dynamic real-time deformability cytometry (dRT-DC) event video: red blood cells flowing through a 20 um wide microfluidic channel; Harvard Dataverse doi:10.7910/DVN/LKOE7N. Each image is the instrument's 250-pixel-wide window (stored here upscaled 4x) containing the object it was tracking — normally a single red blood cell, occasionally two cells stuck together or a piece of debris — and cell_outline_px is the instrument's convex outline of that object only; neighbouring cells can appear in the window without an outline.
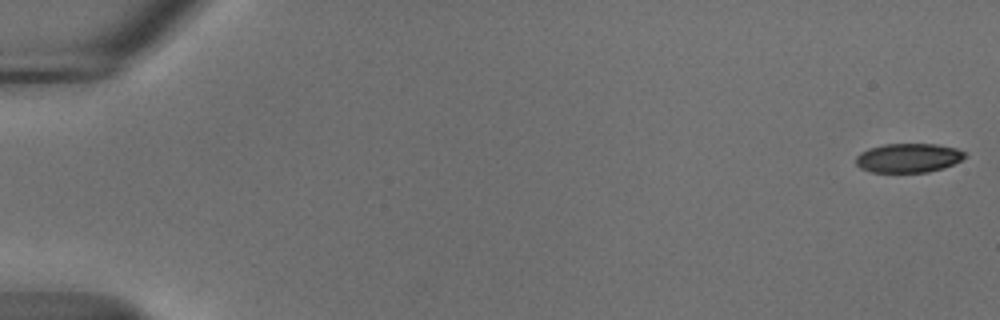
{"species": "common noctule bat (a hibernating species)", "species_latin": "Nyctalus noctula", "temperature_condition": "cold", "stored_images_in_passage": 55, "camera_frame_rate_fps": 3000, "um_per_image_px": 0.085, "animal": {"sex": "male", "body_mass_g": 18.8}, "frame": {"image": 1, "passage_image": 1, "time_ms": 0.0, "image_size_px": [1000, 320], "cell_outline_px": [[968, 156], [944, 168], [928, 172], [872, 172], [860, 168], [856, 164], [856, 156], [860, 152], [868, 148], [884, 144], [936, 144], [956, 148], [964, 152]], "centroid_in_image_um": [77.2, 13.42], "position_along_channel_um": 7.8, "area_um2": 18.55}}
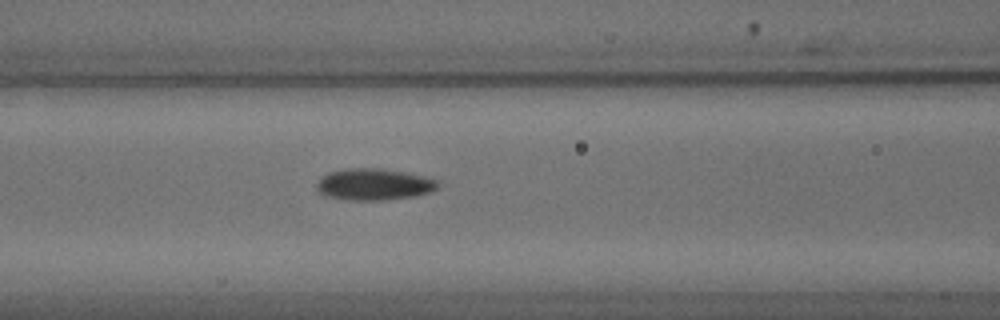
{"frame": {"image": 2, "passage_image": 24, "time_ms": 7.667, "image_size_px": [1000, 320], "cell_outline_px": [[440, 184], [432, 192], [416, 196], [384, 200], [348, 200], [328, 196], [320, 192], [316, 188], [316, 184], [328, 172], [344, 168], [384, 168], [424, 176], [436, 180]], "centroid_in_image_um": [31.81, 15.66], "position_along_channel_um": 134.8, "area_um2": 22.37}}
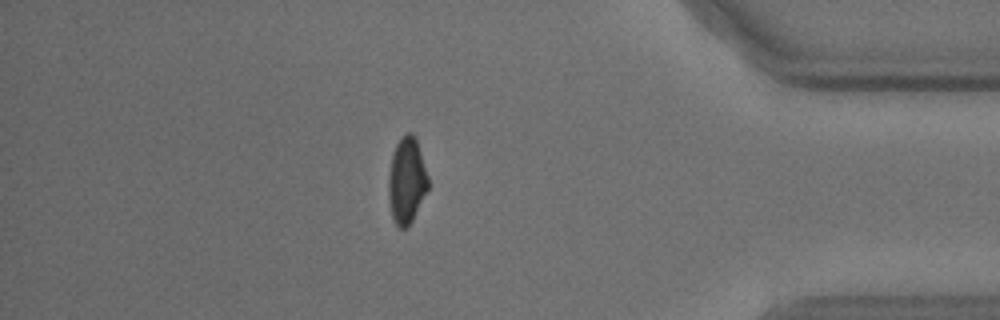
{"frame": {"image": 3, "passage_image": 48, "time_ms": 15.667, "image_size_px": [1000, 320], "cell_outline_px": [[428, 188], [412, 220], [404, 228], [400, 228], [396, 224], [392, 216], [388, 196], [388, 176], [392, 152], [396, 144], [408, 132], [412, 132], [416, 136], [428, 176]], "centroid_in_image_um": [34.56, 15.3], "position_along_channel_um": 400.6, "area_um2": 19.77}, "authors_computed_cell_mechanics": {"area_um2": 20.9236, "velocity_mm_per_s": 3.7101, "shape_relaxation_time_tau1_ms": 4.0323, "shape_relaxation_time_tau2_ms": 2.719, "deformation_change_tau1": 0.1187, "deformation_change_tau2": 0.0657}}